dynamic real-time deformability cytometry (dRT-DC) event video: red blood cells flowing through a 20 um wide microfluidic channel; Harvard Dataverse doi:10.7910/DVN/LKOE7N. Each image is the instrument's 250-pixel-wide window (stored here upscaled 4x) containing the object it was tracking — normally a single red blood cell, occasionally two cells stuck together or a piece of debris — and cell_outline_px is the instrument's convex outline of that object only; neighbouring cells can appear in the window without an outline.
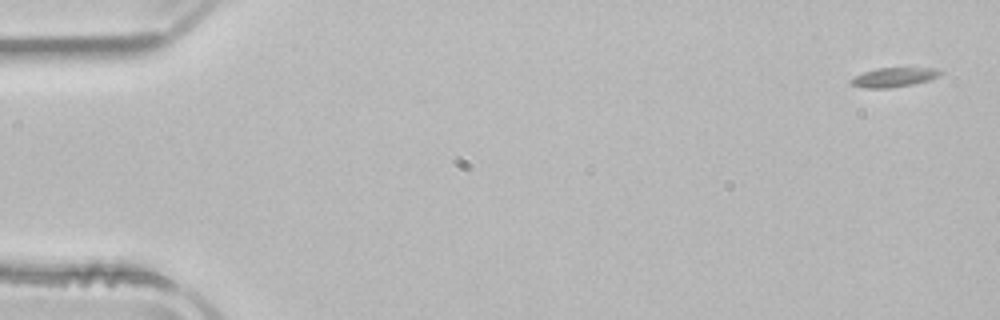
{"species": "common noctule bat (a hibernating species)", "species_latin": "Nyctalus noctula", "temperature_condition": "room temperature", "stored_images_in_passage": 5, "camera_frame_rate_fps": 3000, "um_per_image_px": 0.085, "animal": {"sex": "male", "body_mass_g": 21.5, "forearm_length_mm": 52.0}, "frame": {"image": 1, "passage_image": 1, "time_ms": 0.0, "image_size_px": [1000, 320], "cell_outline_px": [[944, 72], [928, 80], [912, 84], [888, 88], [864, 88], [848, 84], [848, 80], [864, 72], [876, 68], [936, 68]], "centroid_in_image_um": [75.91, 6.57], "position_along_channel_um": 9.1, "area_um2": 10.0}}